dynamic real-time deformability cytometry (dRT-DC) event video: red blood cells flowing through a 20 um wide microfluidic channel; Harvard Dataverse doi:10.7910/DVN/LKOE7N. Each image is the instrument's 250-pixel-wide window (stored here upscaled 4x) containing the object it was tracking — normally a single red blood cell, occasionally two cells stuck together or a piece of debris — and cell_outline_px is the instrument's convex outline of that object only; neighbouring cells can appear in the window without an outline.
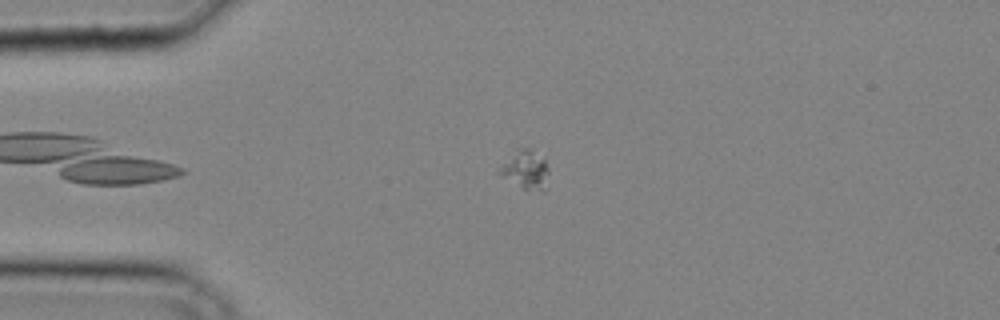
{"species": "common noctule bat (a hibernating species)", "species_latin": "Nyctalus noctula", "temperature_condition": "cold", "stored_images_in_passage": 28, "camera_frame_rate_fps": 3000, "um_per_image_px": 0.085, "animal": {"sex": "male", "body_mass_g": 20.4}, "frame": {"image": 1, "passage_image": 2, "time_ms": 0.333, "image_size_px": [1000, 320], "cell_outline_px": [[548, 172], [544, 192], [540, 192], [524, 188], [500, 176], [496, 172], [496, 168], [516, 148], [528, 148], [544, 160], [548, 168]], "centroid_in_image_um": [44.6, 14.42], "position_along_channel_um": 40.4, "area_um2": 11.16}}
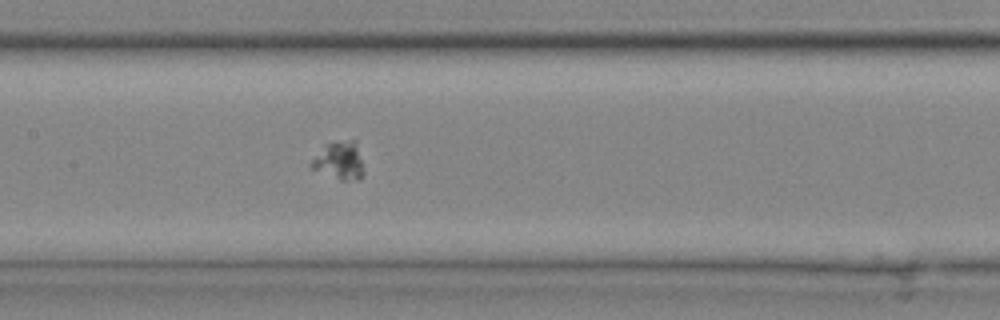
{"frame": {"image": 2, "passage_image": 11, "time_ms": 3.333, "image_size_px": [1000, 320], "cell_outline_px": [[364, 172], [360, 180], [340, 180], [312, 168], [312, 160], [324, 144], [352, 140], [356, 140]], "centroid_in_image_um": [28.88, 13.66], "position_along_channel_um": 178.5, "area_um2": 11.33}}
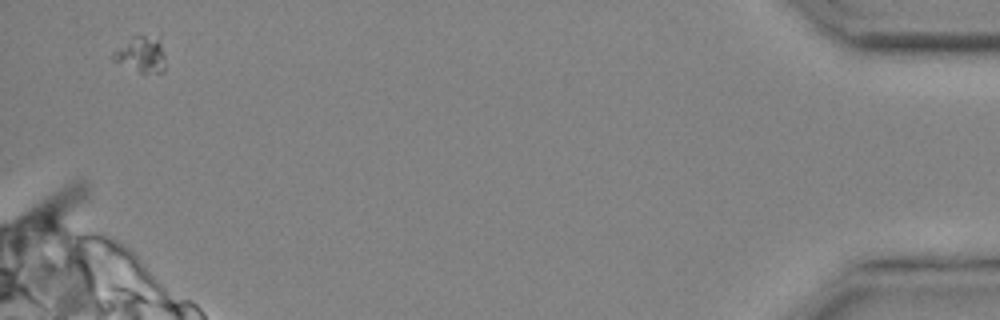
{"frame": {"image": 3, "passage_image": 28, "time_ms": 9.0, "image_size_px": [1000, 320], "cell_outline_px": [[164, 72], [140, 72], [112, 60], [112, 52], [132, 36], [144, 36], [156, 40], [160, 44], [164, 52]], "centroid_in_image_um": [11.96, 4.65], "position_along_channel_um": 423.2, "area_um2": 10.46}}